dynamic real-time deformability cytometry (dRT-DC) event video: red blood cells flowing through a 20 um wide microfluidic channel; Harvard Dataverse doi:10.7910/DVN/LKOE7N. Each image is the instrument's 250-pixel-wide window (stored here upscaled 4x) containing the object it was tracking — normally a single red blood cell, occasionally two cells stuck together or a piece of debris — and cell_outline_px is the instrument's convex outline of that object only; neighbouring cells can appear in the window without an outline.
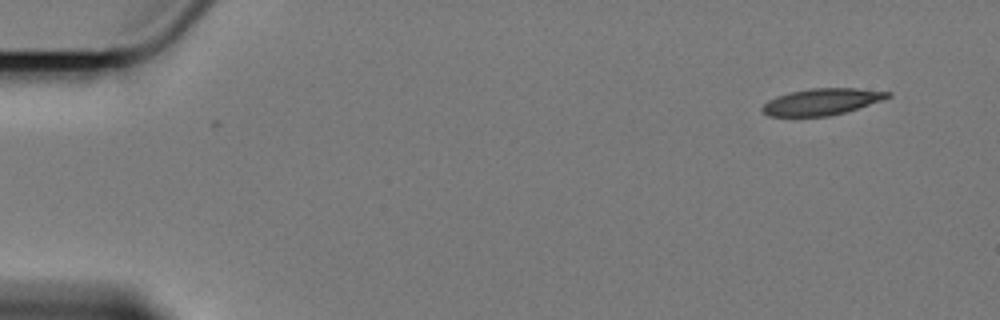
{"species": "Egyptian fruit bat (a non-hibernating species)", "species_latin": "Rousettus aegyptiacus", "temperature_condition": "cold", "stored_images_in_passage": 56, "camera_frame_rate_fps": 3000, "um_per_image_px": 0.085, "animal": {"sex": "female"}, "frame": {"image": 1, "passage_image": 1, "time_ms": 0.0, "image_size_px": [1000, 320], "cell_outline_px": [[892, 96], [844, 112], [828, 116], [768, 116], [760, 108], [768, 100], [776, 96], [792, 92], [812, 88], [856, 88], [892, 92]], "centroid_in_image_um": [69.82, 8.64], "position_along_channel_um": 15.2, "area_um2": 19.07}}
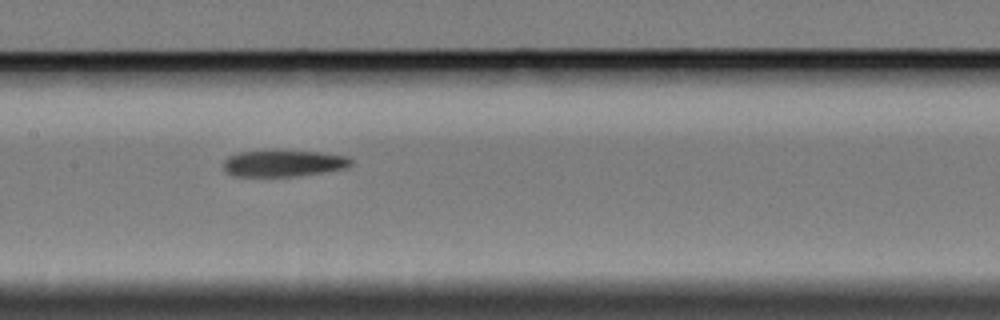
{"frame": {"image": 2, "passage_image": 26, "time_ms": 8.333, "image_size_px": [1000, 320], "cell_outline_px": [[352, 164], [348, 168], [292, 176], [232, 176], [224, 172], [224, 160], [228, 156], [236, 152], [276, 148], [320, 152], [348, 156], [352, 160]], "centroid_in_image_um": [24.05, 13.83], "position_along_channel_um": 183.4, "area_um2": 20.52}}
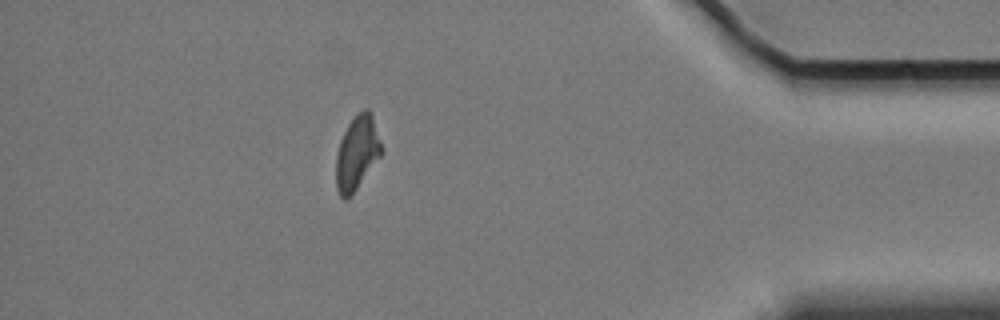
{"frame": {"image": 3, "passage_image": 49, "time_ms": 16.0, "image_size_px": [1000, 320], "cell_outline_px": [[384, 152], [356, 188], [344, 200], [340, 196], [336, 188], [336, 156], [340, 140], [348, 124], [364, 108], [368, 108], [372, 112]], "centroid_in_image_um": [30.36, 12.96], "position_along_channel_um": 404.8, "area_um2": 19.42}, "authors_computed_cell_mechanics": {"area_um2": 20.3456, "velocity_mm_per_s": 3.4047, "shape_relaxation_time_tau1_ms": 10.1371, "shape_relaxation_time_tau2_ms": 6.0485, "deformation_change_tau1": 0.2075, "deformation_change_tau2": 0.1504}}